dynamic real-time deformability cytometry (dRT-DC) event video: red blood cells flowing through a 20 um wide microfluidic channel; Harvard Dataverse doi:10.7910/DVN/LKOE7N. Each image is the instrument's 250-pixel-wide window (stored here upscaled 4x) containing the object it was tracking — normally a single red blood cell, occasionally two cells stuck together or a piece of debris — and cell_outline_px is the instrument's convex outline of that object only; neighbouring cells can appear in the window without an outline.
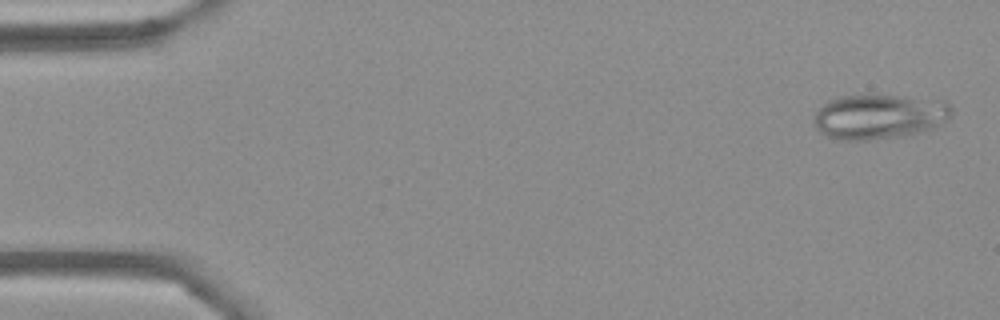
{"species": "Egyptian fruit bat (a non-hibernating species)", "species_latin": "Rousettus aegyptiacus", "temperature_condition": "cold", "stored_images_in_passage": 54, "camera_frame_rate_fps": 3000, "um_per_image_px": 0.085, "frame": {"image": 1, "passage_image": 2, "time_ms": 0.333, "image_size_px": [1000, 320], "cell_outline_px": [[952, 112], [948, 120], [932, 128], [904, 136], [868, 140], [836, 140], [820, 132], [816, 128], [812, 116], [828, 100], [840, 96], [876, 92], [948, 100], [952, 104]], "centroid_in_image_um": [74.76, 9.85], "position_along_channel_um": 10.2, "area_um2": 37.34}}
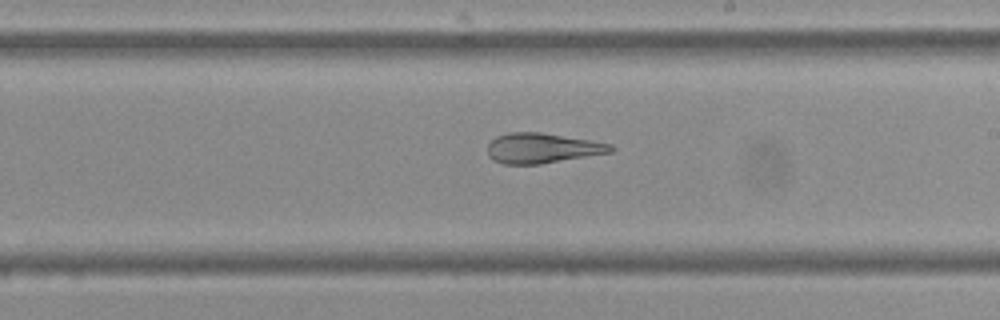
{"frame": {"image": 2, "passage_image": 31, "time_ms": 10.0, "image_size_px": [1000, 320], "cell_outline_px": [[616, 148], [612, 152], [540, 164], [504, 164], [492, 160], [488, 156], [488, 144], [496, 136], [508, 132], [540, 132], [592, 140], [612, 144]], "centroid_in_image_um": [46.09, 12.59], "position_along_channel_um": 242.9, "area_um2": 21.73}}
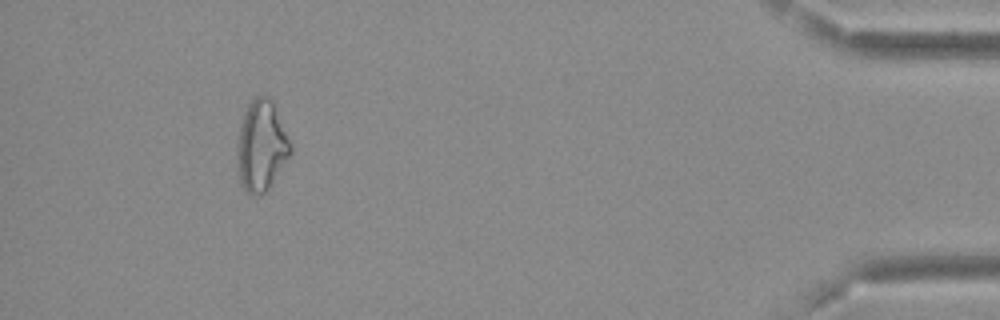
{"frame": {"image": 3, "passage_image": 50, "time_ms": 16.333, "image_size_px": [1000, 320], "cell_outline_px": [[292, 152], [268, 188], [264, 192], [256, 196], [248, 196], [240, 184], [236, 168], [236, 140], [240, 124], [244, 112], [248, 104], [256, 96], [268, 96], [272, 100], [292, 144]], "centroid_in_image_um": [22.17, 12.42], "position_along_channel_um": 413.0, "area_um2": 28.67}, "authors_computed_cell_mechanics": {"area_um2": 25.5187, "velocity_mm_per_s": 3.6803, "shape_relaxation_time_tau1_ms": null, "shape_relaxation_time_tau2_ms": 3.9757, "deformation_change_tau1": null, "deformation_change_tau2": 0.0632}}